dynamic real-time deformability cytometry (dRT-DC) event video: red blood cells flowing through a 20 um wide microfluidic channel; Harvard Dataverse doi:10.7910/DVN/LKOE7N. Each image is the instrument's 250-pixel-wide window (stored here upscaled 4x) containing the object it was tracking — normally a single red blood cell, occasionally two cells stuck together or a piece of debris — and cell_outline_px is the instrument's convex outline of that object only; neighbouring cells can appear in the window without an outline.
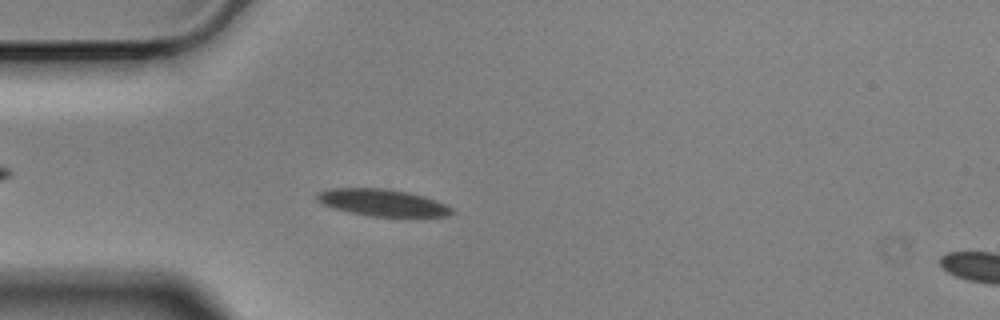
{"species": "Egyptian fruit bat (a non-hibernating species)", "species_latin": "Rousettus aegyptiacus", "temperature_condition": "cold", "stored_images_in_passage": 5, "segment_of_instrument_passage": [1, 2], "camera_frame_rate_fps": 3000, "um_per_image_px": 0.085, "animal": {"sex": "male"}, "frame": {"image": 1, "passage_image": 4, "time_ms": 1.0, "image_size_px": [1000, 320], "cell_outline_px": [[456, 212], [448, 216], [416, 220], [368, 216], [348, 212], [320, 204], [316, 200], [316, 192], [328, 188], [384, 188], [408, 192], [424, 196], [436, 200], [452, 208]], "centroid_in_image_um": [32.58, 17.28], "position_along_channel_um": 52.4, "area_um2": 22.48}}